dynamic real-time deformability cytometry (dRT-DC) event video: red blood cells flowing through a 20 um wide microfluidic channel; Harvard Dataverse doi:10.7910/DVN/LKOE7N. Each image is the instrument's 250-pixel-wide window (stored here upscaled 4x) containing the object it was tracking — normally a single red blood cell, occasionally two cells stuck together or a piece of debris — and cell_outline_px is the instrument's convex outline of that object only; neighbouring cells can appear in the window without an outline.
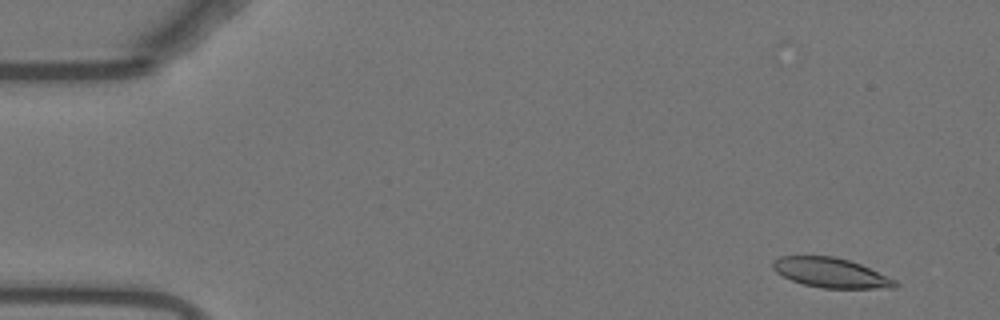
{"species": "Egyptian fruit bat (a non-hibernating species)", "species_latin": "Rousettus aegyptiacus", "temperature_condition": "warm", "stored_images_in_passage": 55, "camera_frame_rate_fps": 3000, "um_per_image_px": 0.085, "animal": {"sex": "female"}, "frame": {"image": 1, "passage_image": 4, "time_ms": 1.0, "image_size_px": [1000, 320], "cell_outline_px": [[900, 284], [896, 288], [824, 288], [804, 284], [792, 280], [776, 272], [772, 268], [772, 260], [780, 256], [832, 256], [848, 260], [860, 264], [896, 280]], "centroid_in_image_um": [70.62, 23.18], "position_along_channel_um": 14.4, "area_um2": 21.04}}
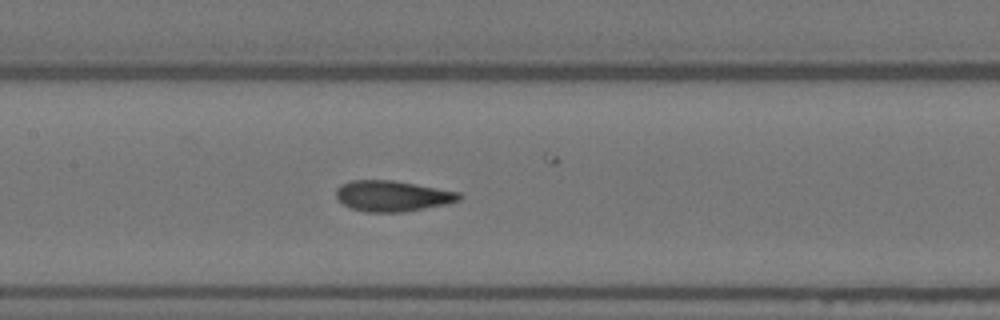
{"frame": {"image": 2, "passage_image": 26, "time_ms": 8.333, "image_size_px": [1000, 320], "cell_outline_px": [[464, 196], [460, 200], [444, 204], [400, 212], [364, 212], [352, 208], [344, 204], [336, 196], [336, 188], [340, 184], [352, 180], [392, 180], [460, 192]], "centroid_in_image_um": [33.34, 16.65], "position_along_channel_um": 174.1, "area_um2": 21.85}}
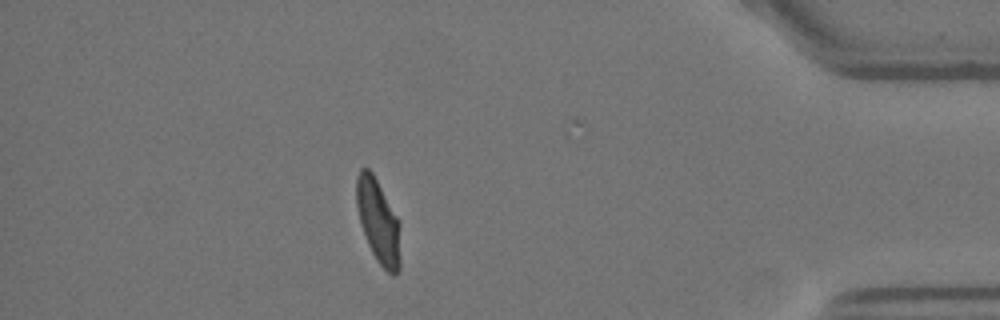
{"frame": {"image": 3, "passage_image": 48, "time_ms": 15.667, "image_size_px": [1000, 320], "cell_outline_px": [[400, 268], [396, 276], [392, 276], [376, 260], [368, 244], [360, 220], [356, 204], [356, 176], [360, 168], [368, 168], [372, 172], [400, 220]], "centroid_in_image_um": [32.18, 18.82], "position_along_channel_um": 403.0, "area_um2": 21.68}, "authors_computed_cell_mechanics": {"area_um2": 21.8484, "velocity_mm_per_s": 3.7304, "shape_relaxation_time_tau1_ms": 5.6326, "shape_relaxation_time_tau2_ms": 1.0648, "deformation_change_tau1": 0.1935, "deformation_change_tau2": 0.08}}